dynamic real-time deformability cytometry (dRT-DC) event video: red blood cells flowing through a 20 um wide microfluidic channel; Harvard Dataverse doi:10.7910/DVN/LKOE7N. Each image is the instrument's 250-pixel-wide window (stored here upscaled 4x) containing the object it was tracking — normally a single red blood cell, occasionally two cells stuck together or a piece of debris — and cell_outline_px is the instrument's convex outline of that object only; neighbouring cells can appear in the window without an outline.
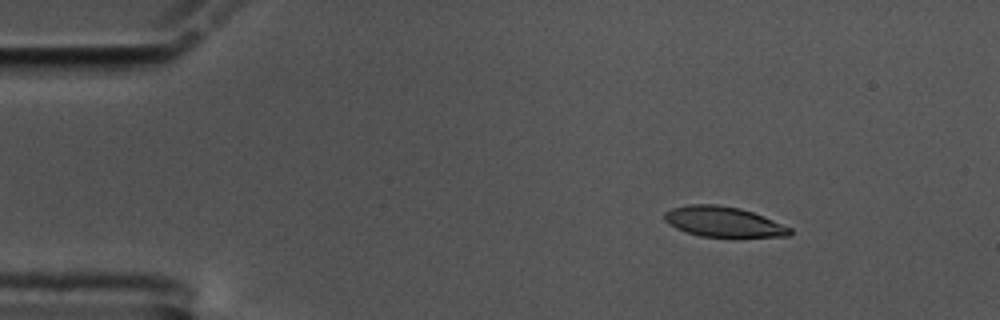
{"species": "common noctule bat (a hibernating species)", "species_latin": "Nyctalus noctula", "temperature_condition": "cold", "stored_images_in_passage": 51, "camera_frame_rate_fps": 3000, "um_per_image_px": 0.085, "animal": {"sex": "male", "body_mass_g": 17.5, "forearm_length_mm": 52.3}, "frame": {"image": 1, "passage_image": 1, "time_ms": 0.0, "image_size_px": [1000, 320], "cell_outline_px": [[792, 232], [788, 236], [700, 236], [676, 228], [668, 224], [664, 220], [664, 212], [672, 208], [688, 204], [716, 204], [740, 208], [752, 212], [792, 228]], "centroid_in_image_um": [61.44, 18.83], "position_along_channel_um": 23.6, "area_um2": 21.79}}
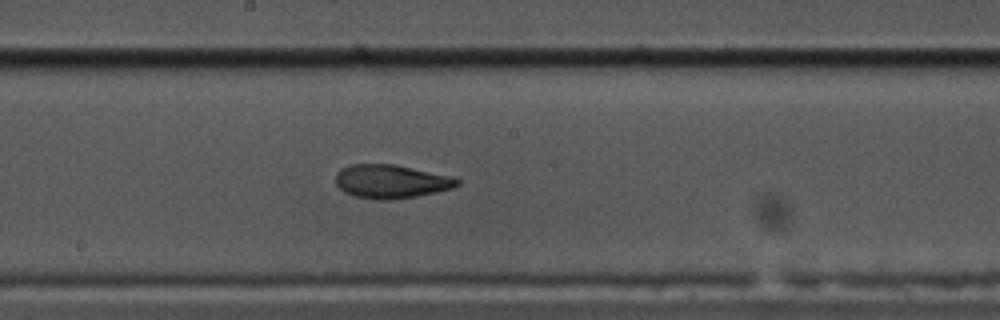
{"frame": {"image": 2, "passage_image": 24, "time_ms": 7.667, "image_size_px": [1000, 320], "cell_outline_px": [[460, 184], [452, 188], [436, 192], [416, 196], [388, 200], [380, 200], [352, 196], [344, 192], [336, 184], [336, 172], [340, 168], [352, 164], [396, 164], [448, 176], [460, 180]], "centroid_in_image_um": [33.19, 15.42], "position_along_channel_um": 215.0, "area_um2": 23.76}}
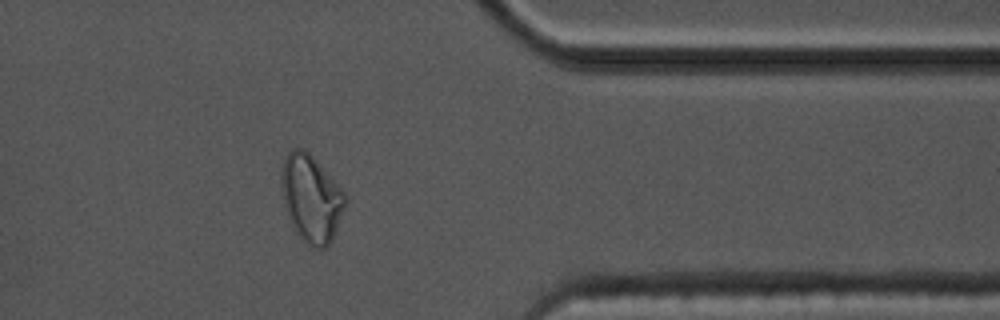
{"frame": {"image": 3, "passage_image": 40, "time_ms": 13.0, "image_size_px": [1000, 320], "cell_outline_px": [[344, 208], [332, 240], [320, 252], [308, 244], [296, 232], [292, 224], [284, 204], [280, 184], [280, 172], [284, 156], [292, 148], [304, 148], [312, 156], [344, 192]], "centroid_in_image_um": [26.41, 16.85], "position_along_channel_um": 385.0, "area_um2": 32.08}, "authors_computed_cell_mechanics": {"area_um2": 24.0448, "velocity_mm_per_s": 3.4469, "shape_relaxation_time_tau1_ms": 8.7091, "shape_relaxation_time_tau2_ms": 2.318, "deformation_change_tau1": 0.2288, "deformation_change_tau2": 0.0866}}